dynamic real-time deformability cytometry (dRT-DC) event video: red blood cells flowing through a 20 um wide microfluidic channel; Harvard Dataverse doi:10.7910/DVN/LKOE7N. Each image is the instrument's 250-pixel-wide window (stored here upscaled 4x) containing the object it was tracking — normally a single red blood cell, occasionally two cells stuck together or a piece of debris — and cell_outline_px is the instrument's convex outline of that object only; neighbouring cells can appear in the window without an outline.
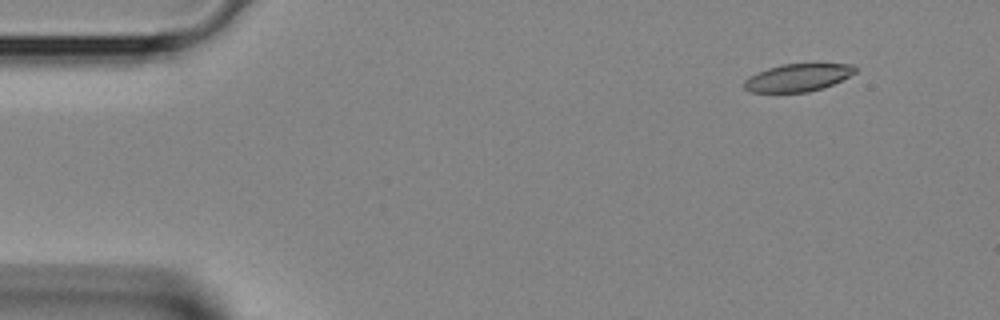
{"species": "Egyptian fruit bat (a non-hibernating species)", "species_latin": "Rousettus aegyptiacus", "temperature_condition": "room temperature", "stored_images_in_passage": 3, "camera_frame_rate_fps": 3000, "um_per_image_px": 0.085, "animal": {"sex": "female"}, "frame": {"image": 1, "passage_image": 1, "time_ms": 0.0, "image_size_px": [1000, 320], "cell_outline_px": [[856, 72], [824, 88], [808, 92], [748, 92], [744, 88], [744, 80], [748, 76], [768, 68], [780, 64], [852, 64], [856, 68]], "centroid_in_image_um": [67.77, 6.6], "position_along_channel_um": 17.2, "area_um2": 17.8}}